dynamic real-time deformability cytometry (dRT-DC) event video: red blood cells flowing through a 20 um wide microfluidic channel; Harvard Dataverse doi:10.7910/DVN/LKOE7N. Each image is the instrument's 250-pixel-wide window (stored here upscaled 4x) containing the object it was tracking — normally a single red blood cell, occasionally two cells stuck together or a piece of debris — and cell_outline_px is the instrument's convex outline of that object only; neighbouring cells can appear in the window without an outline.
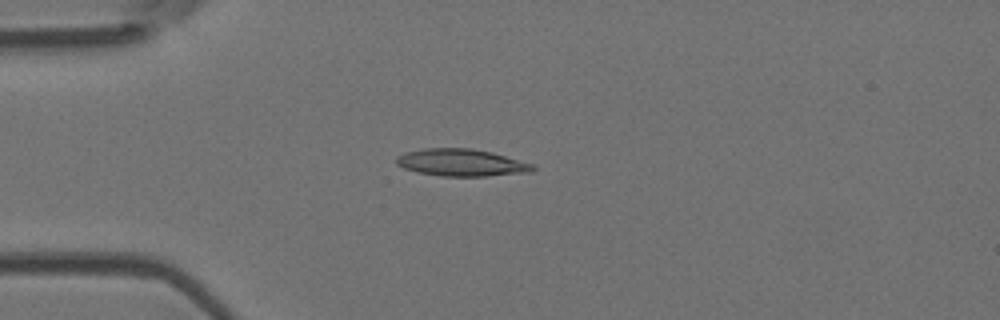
{"species": "Egyptian fruit bat (a non-hibernating species)", "species_latin": "Rousettus aegyptiacus", "temperature_condition": "room temperature", "stored_images_in_passage": 40, "camera_frame_rate_fps": 3000, "um_per_image_px": 0.085, "animal": {"sex": "female"}, "frame": {"image": 1, "passage_image": 2, "time_ms": 0.333, "image_size_px": [1000, 320], "cell_outline_px": [[536, 168], [532, 172], [488, 176], [440, 176], [416, 172], [404, 168], [396, 164], [396, 156], [404, 152], [424, 148], [472, 148], [492, 152], [532, 164]], "centroid_in_image_um": [39.19, 13.82], "position_along_channel_um": 45.8, "area_um2": 21.73}}
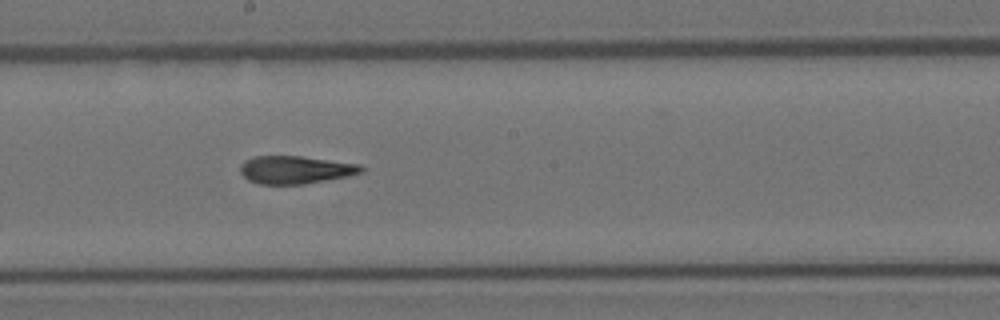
{"frame": {"image": 2, "passage_image": 17, "time_ms": 5.333, "image_size_px": [1000, 320], "cell_outline_px": [[364, 172], [348, 176], [304, 184], [260, 184], [248, 180], [240, 172], [240, 164], [244, 160], [252, 156], [300, 156], [360, 164], [364, 168]], "centroid_in_image_um": [25.09, 14.42], "position_along_channel_um": 223.1, "area_um2": 19.71}}
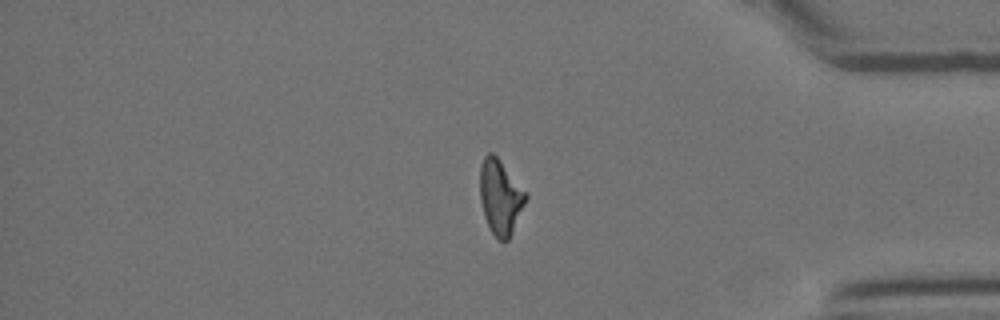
{"frame": {"image": 3, "passage_image": 32, "time_ms": 10.333, "image_size_px": [1000, 320], "cell_outline_px": [[528, 196], [508, 240], [500, 240], [492, 232], [484, 216], [480, 200], [480, 164], [484, 156], [488, 152], [492, 152], [500, 160], [528, 192]], "centroid_in_image_um": [42.53, 16.69], "position_along_channel_um": 392.7, "area_um2": 19.88}, "authors_computed_cell_mechanics": {"area_um2": 20.2011, "velocity_mm_per_s": 3.8942, "shape_relaxation_time_tau1_ms": 9.6945, "shape_relaxation_time_tau2_ms": 1.9439, "deformation_change_tau1": 0.2637, "deformation_change_tau2": 0.1048}}